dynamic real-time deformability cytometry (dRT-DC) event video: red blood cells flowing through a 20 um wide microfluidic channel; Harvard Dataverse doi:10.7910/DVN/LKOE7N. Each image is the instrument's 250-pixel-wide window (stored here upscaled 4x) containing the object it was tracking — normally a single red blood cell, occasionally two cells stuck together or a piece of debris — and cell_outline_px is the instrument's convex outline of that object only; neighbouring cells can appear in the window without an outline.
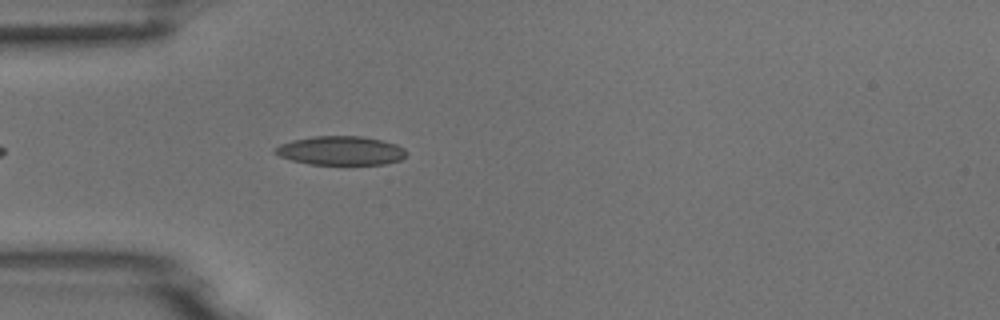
{"species": "common noctule bat (a hibernating species)", "species_latin": "Nyctalus noctula", "temperature_condition": "room temperature", "stored_images_in_passage": 3, "camera_frame_rate_fps": 3000, "um_per_image_px": 0.085, "animal": {"sex": "male", "body_mass_g": 18.8}, "frame": {"image": 1, "passage_image": 3, "time_ms": 2.333, "image_size_px": [1000, 320], "cell_outline_px": [[408, 152], [400, 160], [384, 164], [308, 164], [292, 160], [280, 156], [272, 152], [280, 144], [292, 140], [312, 136], [364, 136], [396, 144], [404, 148]], "centroid_in_image_um": [28.96, 12.8], "position_along_channel_um": 56.0, "area_um2": 22.08}}